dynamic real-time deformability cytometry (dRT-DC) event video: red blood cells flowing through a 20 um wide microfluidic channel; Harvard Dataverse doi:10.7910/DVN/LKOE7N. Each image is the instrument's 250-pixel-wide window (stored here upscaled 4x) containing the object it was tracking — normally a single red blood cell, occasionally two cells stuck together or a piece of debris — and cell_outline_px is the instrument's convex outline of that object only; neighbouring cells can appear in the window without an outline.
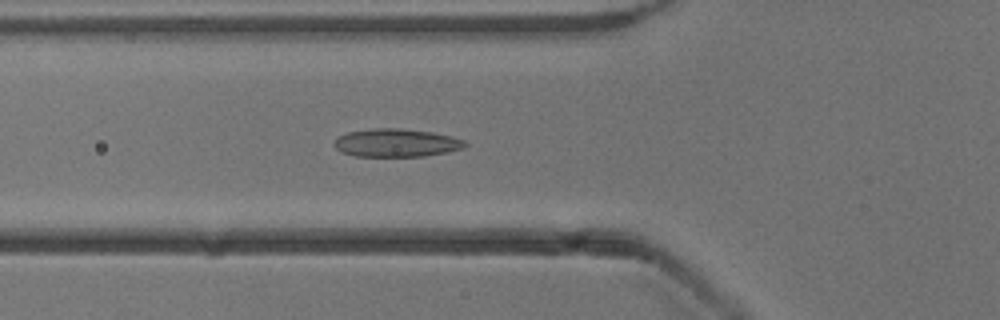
{"species": "common noctule bat (a hibernating species)", "species_latin": "Nyctalus noctula", "temperature_condition": "cold", "stored_images_in_passage": 45, "camera_frame_rate_fps": 3000, "um_per_image_px": 0.085, "animal": {"sex": "male", "body_mass_g": 13.3}, "frame": {"image": 1, "passage_image": 11, "time_ms": 3.333, "image_size_px": [1000, 320], "cell_outline_px": [[468, 144], [464, 148], [424, 156], [356, 156], [340, 152], [332, 144], [336, 136], [348, 132], [368, 128], [400, 128], [432, 132], [452, 136], [464, 140]], "centroid_in_image_um": [33.63, 12.13], "position_along_channel_um": 92.2, "area_um2": 21.62}}
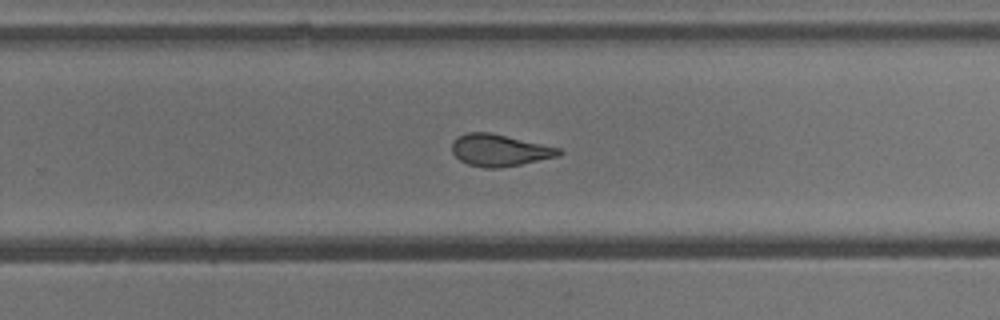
{"frame": {"image": 2, "passage_image": 26, "time_ms": 8.333, "image_size_px": [1000, 320], "cell_outline_px": [[564, 152], [560, 156], [500, 168], [484, 168], [468, 164], [460, 160], [452, 152], [452, 140], [456, 136], [468, 132], [492, 132], [560, 148]], "centroid_in_image_um": [42.46, 12.76], "position_along_channel_um": 287.3, "area_um2": 20.06}}
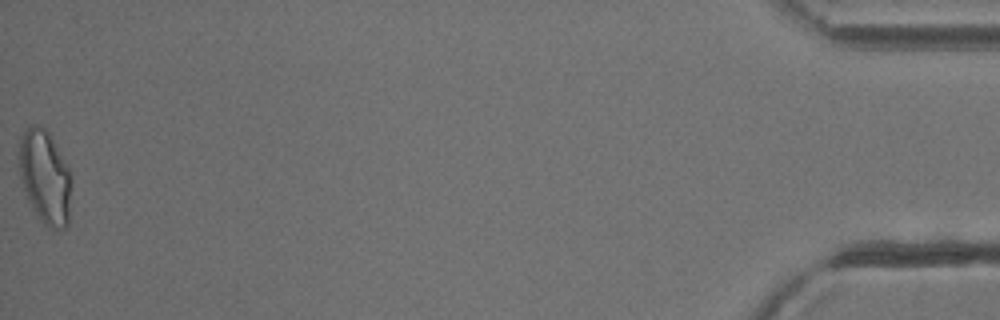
{"frame": {"image": 3, "passage_image": 45, "time_ms": 14.667, "image_size_px": [1000, 320], "cell_outline_px": [[72, 180], [68, 228], [56, 232], [48, 228], [44, 224], [36, 212], [24, 188], [20, 176], [20, 136], [32, 124], [36, 124], [44, 128], [48, 132], [56, 144], [68, 164], [72, 176]], "centroid_in_image_um": [3.89, 15.08], "position_along_channel_um": 431.3, "area_um2": 28.73}, "authors_computed_cell_mechanics": {"area_um2": 21.1548, "velocity_mm_per_s": 3.8956, "shape_relaxation_time_tau1_ms": null, "shape_relaxation_time_tau2_ms": 2.0215, "deformation_change_tau1": null, "deformation_change_tau2": 0.0835}}